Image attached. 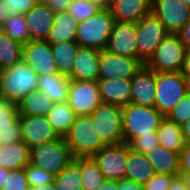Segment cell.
Returning <instances> with one entry per match:
<instances>
[{
	"mask_svg": "<svg viewBox=\"0 0 190 190\" xmlns=\"http://www.w3.org/2000/svg\"><path fill=\"white\" fill-rule=\"evenodd\" d=\"M73 162L80 168L83 190H99L105 177L92 157H76Z\"/></svg>",
	"mask_w": 190,
	"mask_h": 190,
	"instance_id": "cell-30",
	"label": "cell"
},
{
	"mask_svg": "<svg viewBox=\"0 0 190 190\" xmlns=\"http://www.w3.org/2000/svg\"><path fill=\"white\" fill-rule=\"evenodd\" d=\"M38 75L23 60L2 70L1 95L9 102L18 103L25 95L37 90Z\"/></svg>",
	"mask_w": 190,
	"mask_h": 190,
	"instance_id": "cell-4",
	"label": "cell"
},
{
	"mask_svg": "<svg viewBox=\"0 0 190 190\" xmlns=\"http://www.w3.org/2000/svg\"><path fill=\"white\" fill-rule=\"evenodd\" d=\"M126 179L144 185L156 174L155 169L146 158L145 154L132 151L128 145L126 161Z\"/></svg>",
	"mask_w": 190,
	"mask_h": 190,
	"instance_id": "cell-25",
	"label": "cell"
},
{
	"mask_svg": "<svg viewBox=\"0 0 190 190\" xmlns=\"http://www.w3.org/2000/svg\"><path fill=\"white\" fill-rule=\"evenodd\" d=\"M21 140L18 104L9 102L0 95V145Z\"/></svg>",
	"mask_w": 190,
	"mask_h": 190,
	"instance_id": "cell-18",
	"label": "cell"
},
{
	"mask_svg": "<svg viewBox=\"0 0 190 190\" xmlns=\"http://www.w3.org/2000/svg\"><path fill=\"white\" fill-rule=\"evenodd\" d=\"M90 1H94L101 8H110L111 4L113 3V0H90Z\"/></svg>",
	"mask_w": 190,
	"mask_h": 190,
	"instance_id": "cell-54",
	"label": "cell"
},
{
	"mask_svg": "<svg viewBox=\"0 0 190 190\" xmlns=\"http://www.w3.org/2000/svg\"><path fill=\"white\" fill-rule=\"evenodd\" d=\"M64 140L74 158L92 157L107 146L98 134L89 115L76 116Z\"/></svg>",
	"mask_w": 190,
	"mask_h": 190,
	"instance_id": "cell-3",
	"label": "cell"
},
{
	"mask_svg": "<svg viewBox=\"0 0 190 190\" xmlns=\"http://www.w3.org/2000/svg\"><path fill=\"white\" fill-rule=\"evenodd\" d=\"M136 23L115 21L105 50L108 52L138 59Z\"/></svg>",
	"mask_w": 190,
	"mask_h": 190,
	"instance_id": "cell-16",
	"label": "cell"
},
{
	"mask_svg": "<svg viewBox=\"0 0 190 190\" xmlns=\"http://www.w3.org/2000/svg\"><path fill=\"white\" fill-rule=\"evenodd\" d=\"M182 75H190V51L186 52L185 60L180 72Z\"/></svg>",
	"mask_w": 190,
	"mask_h": 190,
	"instance_id": "cell-49",
	"label": "cell"
},
{
	"mask_svg": "<svg viewBox=\"0 0 190 190\" xmlns=\"http://www.w3.org/2000/svg\"><path fill=\"white\" fill-rule=\"evenodd\" d=\"M47 118L56 133L65 137L75 121L76 115L68 102L54 103L50 108Z\"/></svg>",
	"mask_w": 190,
	"mask_h": 190,
	"instance_id": "cell-32",
	"label": "cell"
},
{
	"mask_svg": "<svg viewBox=\"0 0 190 190\" xmlns=\"http://www.w3.org/2000/svg\"><path fill=\"white\" fill-rule=\"evenodd\" d=\"M2 190H29L24 168L8 170Z\"/></svg>",
	"mask_w": 190,
	"mask_h": 190,
	"instance_id": "cell-38",
	"label": "cell"
},
{
	"mask_svg": "<svg viewBox=\"0 0 190 190\" xmlns=\"http://www.w3.org/2000/svg\"><path fill=\"white\" fill-rule=\"evenodd\" d=\"M78 22L67 11L55 14L51 32L46 41L50 44L75 41Z\"/></svg>",
	"mask_w": 190,
	"mask_h": 190,
	"instance_id": "cell-27",
	"label": "cell"
},
{
	"mask_svg": "<svg viewBox=\"0 0 190 190\" xmlns=\"http://www.w3.org/2000/svg\"><path fill=\"white\" fill-rule=\"evenodd\" d=\"M100 50L79 47L72 68L71 80L97 81L99 73Z\"/></svg>",
	"mask_w": 190,
	"mask_h": 190,
	"instance_id": "cell-20",
	"label": "cell"
},
{
	"mask_svg": "<svg viewBox=\"0 0 190 190\" xmlns=\"http://www.w3.org/2000/svg\"><path fill=\"white\" fill-rule=\"evenodd\" d=\"M118 190H144V188L143 185L124 178L118 181Z\"/></svg>",
	"mask_w": 190,
	"mask_h": 190,
	"instance_id": "cell-46",
	"label": "cell"
},
{
	"mask_svg": "<svg viewBox=\"0 0 190 190\" xmlns=\"http://www.w3.org/2000/svg\"><path fill=\"white\" fill-rule=\"evenodd\" d=\"M169 121L182 125L190 118V93H186L176 106L167 114Z\"/></svg>",
	"mask_w": 190,
	"mask_h": 190,
	"instance_id": "cell-39",
	"label": "cell"
},
{
	"mask_svg": "<svg viewBox=\"0 0 190 190\" xmlns=\"http://www.w3.org/2000/svg\"><path fill=\"white\" fill-rule=\"evenodd\" d=\"M155 105L164 116L187 93L186 79L180 72H155Z\"/></svg>",
	"mask_w": 190,
	"mask_h": 190,
	"instance_id": "cell-5",
	"label": "cell"
},
{
	"mask_svg": "<svg viewBox=\"0 0 190 190\" xmlns=\"http://www.w3.org/2000/svg\"><path fill=\"white\" fill-rule=\"evenodd\" d=\"M132 151L145 154L147 151L159 145L158 135H146L134 138L129 144Z\"/></svg>",
	"mask_w": 190,
	"mask_h": 190,
	"instance_id": "cell-40",
	"label": "cell"
},
{
	"mask_svg": "<svg viewBox=\"0 0 190 190\" xmlns=\"http://www.w3.org/2000/svg\"><path fill=\"white\" fill-rule=\"evenodd\" d=\"M101 7L90 0H72L67 12L79 23L94 16Z\"/></svg>",
	"mask_w": 190,
	"mask_h": 190,
	"instance_id": "cell-36",
	"label": "cell"
},
{
	"mask_svg": "<svg viewBox=\"0 0 190 190\" xmlns=\"http://www.w3.org/2000/svg\"><path fill=\"white\" fill-rule=\"evenodd\" d=\"M8 169L0 167V190H2L5 180L7 178Z\"/></svg>",
	"mask_w": 190,
	"mask_h": 190,
	"instance_id": "cell-52",
	"label": "cell"
},
{
	"mask_svg": "<svg viewBox=\"0 0 190 190\" xmlns=\"http://www.w3.org/2000/svg\"><path fill=\"white\" fill-rule=\"evenodd\" d=\"M89 116L107 146L124 143L122 107L101 102Z\"/></svg>",
	"mask_w": 190,
	"mask_h": 190,
	"instance_id": "cell-8",
	"label": "cell"
},
{
	"mask_svg": "<svg viewBox=\"0 0 190 190\" xmlns=\"http://www.w3.org/2000/svg\"><path fill=\"white\" fill-rule=\"evenodd\" d=\"M0 29L11 39L25 44L29 41L26 18L24 14H9Z\"/></svg>",
	"mask_w": 190,
	"mask_h": 190,
	"instance_id": "cell-34",
	"label": "cell"
},
{
	"mask_svg": "<svg viewBox=\"0 0 190 190\" xmlns=\"http://www.w3.org/2000/svg\"><path fill=\"white\" fill-rule=\"evenodd\" d=\"M99 190H118V181L105 180V182Z\"/></svg>",
	"mask_w": 190,
	"mask_h": 190,
	"instance_id": "cell-50",
	"label": "cell"
},
{
	"mask_svg": "<svg viewBox=\"0 0 190 190\" xmlns=\"http://www.w3.org/2000/svg\"><path fill=\"white\" fill-rule=\"evenodd\" d=\"M22 60L38 76L58 73L51 44L43 40H31L23 44Z\"/></svg>",
	"mask_w": 190,
	"mask_h": 190,
	"instance_id": "cell-14",
	"label": "cell"
},
{
	"mask_svg": "<svg viewBox=\"0 0 190 190\" xmlns=\"http://www.w3.org/2000/svg\"><path fill=\"white\" fill-rule=\"evenodd\" d=\"M164 118L155 107L131 103L122 107L124 143L129 144L141 135H157V130Z\"/></svg>",
	"mask_w": 190,
	"mask_h": 190,
	"instance_id": "cell-1",
	"label": "cell"
},
{
	"mask_svg": "<svg viewBox=\"0 0 190 190\" xmlns=\"http://www.w3.org/2000/svg\"><path fill=\"white\" fill-rule=\"evenodd\" d=\"M80 45L76 41L51 44V49L56 62L58 73L67 77L71 76L75 56Z\"/></svg>",
	"mask_w": 190,
	"mask_h": 190,
	"instance_id": "cell-31",
	"label": "cell"
},
{
	"mask_svg": "<svg viewBox=\"0 0 190 190\" xmlns=\"http://www.w3.org/2000/svg\"><path fill=\"white\" fill-rule=\"evenodd\" d=\"M29 190H56L55 186L53 183H50L48 185H39L35 187H29Z\"/></svg>",
	"mask_w": 190,
	"mask_h": 190,
	"instance_id": "cell-53",
	"label": "cell"
},
{
	"mask_svg": "<svg viewBox=\"0 0 190 190\" xmlns=\"http://www.w3.org/2000/svg\"><path fill=\"white\" fill-rule=\"evenodd\" d=\"M186 52L178 34H167L144 65L155 72H181Z\"/></svg>",
	"mask_w": 190,
	"mask_h": 190,
	"instance_id": "cell-6",
	"label": "cell"
},
{
	"mask_svg": "<svg viewBox=\"0 0 190 190\" xmlns=\"http://www.w3.org/2000/svg\"><path fill=\"white\" fill-rule=\"evenodd\" d=\"M180 172H190V143H185L179 154Z\"/></svg>",
	"mask_w": 190,
	"mask_h": 190,
	"instance_id": "cell-43",
	"label": "cell"
},
{
	"mask_svg": "<svg viewBox=\"0 0 190 190\" xmlns=\"http://www.w3.org/2000/svg\"><path fill=\"white\" fill-rule=\"evenodd\" d=\"M19 119L21 139L29 149L60 138L47 116L19 115Z\"/></svg>",
	"mask_w": 190,
	"mask_h": 190,
	"instance_id": "cell-15",
	"label": "cell"
},
{
	"mask_svg": "<svg viewBox=\"0 0 190 190\" xmlns=\"http://www.w3.org/2000/svg\"><path fill=\"white\" fill-rule=\"evenodd\" d=\"M71 79L59 73L38 76L37 89L50 96L54 103L68 100Z\"/></svg>",
	"mask_w": 190,
	"mask_h": 190,
	"instance_id": "cell-24",
	"label": "cell"
},
{
	"mask_svg": "<svg viewBox=\"0 0 190 190\" xmlns=\"http://www.w3.org/2000/svg\"><path fill=\"white\" fill-rule=\"evenodd\" d=\"M8 10V14H25L33 8L39 0H2Z\"/></svg>",
	"mask_w": 190,
	"mask_h": 190,
	"instance_id": "cell-41",
	"label": "cell"
},
{
	"mask_svg": "<svg viewBox=\"0 0 190 190\" xmlns=\"http://www.w3.org/2000/svg\"><path fill=\"white\" fill-rule=\"evenodd\" d=\"M151 12L168 34H178L190 19V6L180 0H152Z\"/></svg>",
	"mask_w": 190,
	"mask_h": 190,
	"instance_id": "cell-11",
	"label": "cell"
},
{
	"mask_svg": "<svg viewBox=\"0 0 190 190\" xmlns=\"http://www.w3.org/2000/svg\"><path fill=\"white\" fill-rule=\"evenodd\" d=\"M8 10L5 4L0 0V27L4 21V19L8 16Z\"/></svg>",
	"mask_w": 190,
	"mask_h": 190,
	"instance_id": "cell-51",
	"label": "cell"
},
{
	"mask_svg": "<svg viewBox=\"0 0 190 190\" xmlns=\"http://www.w3.org/2000/svg\"><path fill=\"white\" fill-rule=\"evenodd\" d=\"M24 170L26 172L29 187H35L44 184L48 185L54 181V174H51L38 166H34L31 163L25 166Z\"/></svg>",
	"mask_w": 190,
	"mask_h": 190,
	"instance_id": "cell-37",
	"label": "cell"
},
{
	"mask_svg": "<svg viewBox=\"0 0 190 190\" xmlns=\"http://www.w3.org/2000/svg\"><path fill=\"white\" fill-rule=\"evenodd\" d=\"M157 174L178 176L180 174L179 154L158 145L145 153Z\"/></svg>",
	"mask_w": 190,
	"mask_h": 190,
	"instance_id": "cell-23",
	"label": "cell"
},
{
	"mask_svg": "<svg viewBox=\"0 0 190 190\" xmlns=\"http://www.w3.org/2000/svg\"><path fill=\"white\" fill-rule=\"evenodd\" d=\"M187 51H190V19L178 33Z\"/></svg>",
	"mask_w": 190,
	"mask_h": 190,
	"instance_id": "cell-45",
	"label": "cell"
},
{
	"mask_svg": "<svg viewBox=\"0 0 190 190\" xmlns=\"http://www.w3.org/2000/svg\"><path fill=\"white\" fill-rule=\"evenodd\" d=\"M30 163V149L21 140L0 145V167L8 170L24 168Z\"/></svg>",
	"mask_w": 190,
	"mask_h": 190,
	"instance_id": "cell-26",
	"label": "cell"
},
{
	"mask_svg": "<svg viewBox=\"0 0 190 190\" xmlns=\"http://www.w3.org/2000/svg\"><path fill=\"white\" fill-rule=\"evenodd\" d=\"M115 23L109 8H101L94 16L79 22L75 41L80 47L105 50Z\"/></svg>",
	"mask_w": 190,
	"mask_h": 190,
	"instance_id": "cell-2",
	"label": "cell"
},
{
	"mask_svg": "<svg viewBox=\"0 0 190 190\" xmlns=\"http://www.w3.org/2000/svg\"><path fill=\"white\" fill-rule=\"evenodd\" d=\"M55 12L47 5L38 2L25 13L29 41H46L54 23Z\"/></svg>",
	"mask_w": 190,
	"mask_h": 190,
	"instance_id": "cell-17",
	"label": "cell"
},
{
	"mask_svg": "<svg viewBox=\"0 0 190 190\" xmlns=\"http://www.w3.org/2000/svg\"><path fill=\"white\" fill-rule=\"evenodd\" d=\"M128 144L108 145L103 147L92 158L106 180L120 181L126 176Z\"/></svg>",
	"mask_w": 190,
	"mask_h": 190,
	"instance_id": "cell-10",
	"label": "cell"
},
{
	"mask_svg": "<svg viewBox=\"0 0 190 190\" xmlns=\"http://www.w3.org/2000/svg\"><path fill=\"white\" fill-rule=\"evenodd\" d=\"M39 2L47 4L55 13L67 11L72 0H39Z\"/></svg>",
	"mask_w": 190,
	"mask_h": 190,
	"instance_id": "cell-44",
	"label": "cell"
},
{
	"mask_svg": "<svg viewBox=\"0 0 190 190\" xmlns=\"http://www.w3.org/2000/svg\"><path fill=\"white\" fill-rule=\"evenodd\" d=\"M23 44L0 29V67L6 69L22 60Z\"/></svg>",
	"mask_w": 190,
	"mask_h": 190,
	"instance_id": "cell-33",
	"label": "cell"
},
{
	"mask_svg": "<svg viewBox=\"0 0 190 190\" xmlns=\"http://www.w3.org/2000/svg\"><path fill=\"white\" fill-rule=\"evenodd\" d=\"M53 185L56 190H83L80 168L72 161L55 175Z\"/></svg>",
	"mask_w": 190,
	"mask_h": 190,
	"instance_id": "cell-35",
	"label": "cell"
},
{
	"mask_svg": "<svg viewBox=\"0 0 190 190\" xmlns=\"http://www.w3.org/2000/svg\"><path fill=\"white\" fill-rule=\"evenodd\" d=\"M179 175L183 179V181L187 187V190H190V172H180Z\"/></svg>",
	"mask_w": 190,
	"mask_h": 190,
	"instance_id": "cell-55",
	"label": "cell"
},
{
	"mask_svg": "<svg viewBox=\"0 0 190 190\" xmlns=\"http://www.w3.org/2000/svg\"><path fill=\"white\" fill-rule=\"evenodd\" d=\"M73 159L64 137L30 149V163L54 175L59 174Z\"/></svg>",
	"mask_w": 190,
	"mask_h": 190,
	"instance_id": "cell-7",
	"label": "cell"
},
{
	"mask_svg": "<svg viewBox=\"0 0 190 190\" xmlns=\"http://www.w3.org/2000/svg\"><path fill=\"white\" fill-rule=\"evenodd\" d=\"M180 1H182L184 4L190 6V0H180Z\"/></svg>",
	"mask_w": 190,
	"mask_h": 190,
	"instance_id": "cell-57",
	"label": "cell"
},
{
	"mask_svg": "<svg viewBox=\"0 0 190 190\" xmlns=\"http://www.w3.org/2000/svg\"><path fill=\"white\" fill-rule=\"evenodd\" d=\"M185 143H190V118L181 125Z\"/></svg>",
	"mask_w": 190,
	"mask_h": 190,
	"instance_id": "cell-48",
	"label": "cell"
},
{
	"mask_svg": "<svg viewBox=\"0 0 190 190\" xmlns=\"http://www.w3.org/2000/svg\"><path fill=\"white\" fill-rule=\"evenodd\" d=\"M167 34L163 24L152 12L142 17L136 23L138 59L145 63Z\"/></svg>",
	"mask_w": 190,
	"mask_h": 190,
	"instance_id": "cell-9",
	"label": "cell"
},
{
	"mask_svg": "<svg viewBox=\"0 0 190 190\" xmlns=\"http://www.w3.org/2000/svg\"><path fill=\"white\" fill-rule=\"evenodd\" d=\"M175 176L167 174H155L144 185V190H168Z\"/></svg>",
	"mask_w": 190,
	"mask_h": 190,
	"instance_id": "cell-42",
	"label": "cell"
},
{
	"mask_svg": "<svg viewBox=\"0 0 190 190\" xmlns=\"http://www.w3.org/2000/svg\"><path fill=\"white\" fill-rule=\"evenodd\" d=\"M159 145L180 154L185 146L181 125L169 121L166 117L157 130Z\"/></svg>",
	"mask_w": 190,
	"mask_h": 190,
	"instance_id": "cell-29",
	"label": "cell"
},
{
	"mask_svg": "<svg viewBox=\"0 0 190 190\" xmlns=\"http://www.w3.org/2000/svg\"><path fill=\"white\" fill-rule=\"evenodd\" d=\"M2 68L0 67V95H1V74H2Z\"/></svg>",
	"mask_w": 190,
	"mask_h": 190,
	"instance_id": "cell-58",
	"label": "cell"
},
{
	"mask_svg": "<svg viewBox=\"0 0 190 190\" xmlns=\"http://www.w3.org/2000/svg\"><path fill=\"white\" fill-rule=\"evenodd\" d=\"M67 102L76 116L92 114L101 103L97 81L71 80Z\"/></svg>",
	"mask_w": 190,
	"mask_h": 190,
	"instance_id": "cell-13",
	"label": "cell"
},
{
	"mask_svg": "<svg viewBox=\"0 0 190 190\" xmlns=\"http://www.w3.org/2000/svg\"><path fill=\"white\" fill-rule=\"evenodd\" d=\"M186 79L187 93H190V75H183Z\"/></svg>",
	"mask_w": 190,
	"mask_h": 190,
	"instance_id": "cell-56",
	"label": "cell"
},
{
	"mask_svg": "<svg viewBox=\"0 0 190 190\" xmlns=\"http://www.w3.org/2000/svg\"><path fill=\"white\" fill-rule=\"evenodd\" d=\"M155 71L145 65L132 77L131 104L155 105Z\"/></svg>",
	"mask_w": 190,
	"mask_h": 190,
	"instance_id": "cell-19",
	"label": "cell"
},
{
	"mask_svg": "<svg viewBox=\"0 0 190 190\" xmlns=\"http://www.w3.org/2000/svg\"><path fill=\"white\" fill-rule=\"evenodd\" d=\"M168 190H187V187L180 175L172 179L171 185Z\"/></svg>",
	"mask_w": 190,
	"mask_h": 190,
	"instance_id": "cell-47",
	"label": "cell"
},
{
	"mask_svg": "<svg viewBox=\"0 0 190 190\" xmlns=\"http://www.w3.org/2000/svg\"><path fill=\"white\" fill-rule=\"evenodd\" d=\"M97 84L102 103L120 107L130 104L132 78L97 80Z\"/></svg>",
	"mask_w": 190,
	"mask_h": 190,
	"instance_id": "cell-21",
	"label": "cell"
},
{
	"mask_svg": "<svg viewBox=\"0 0 190 190\" xmlns=\"http://www.w3.org/2000/svg\"><path fill=\"white\" fill-rule=\"evenodd\" d=\"M144 65L136 58L100 51L98 80L132 78Z\"/></svg>",
	"mask_w": 190,
	"mask_h": 190,
	"instance_id": "cell-12",
	"label": "cell"
},
{
	"mask_svg": "<svg viewBox=\"0 0 190 190\" xmlns=\"http://www.w3.org/2000/svg\"><path fill=\"white\" fill-rule=\"evenodd\" d=\"M19 115L47 116L54 102L47 94L33 90L25 95L18 103Z\"/></svg>",
	"mask_w": 190,
	"mask_h": 190,
	"instance_id": "cell-28",
	"label": "cell"
},
{
	"mask_svg": "<svg viewBox=\"0 0 190 190\" xmlns=\"http://www.w3.org/2000/svg\"><path fill=\"white\" fill-rule=\"evenodd\" d=\"M152 0H113L109 8L115 21L137 23L151 13Z\"/></svg>",
	"mask_w": 190,
	"mask_h": 190,
	"instance_id": "cell-22",
	"label": "cell"
}]
</instances>
